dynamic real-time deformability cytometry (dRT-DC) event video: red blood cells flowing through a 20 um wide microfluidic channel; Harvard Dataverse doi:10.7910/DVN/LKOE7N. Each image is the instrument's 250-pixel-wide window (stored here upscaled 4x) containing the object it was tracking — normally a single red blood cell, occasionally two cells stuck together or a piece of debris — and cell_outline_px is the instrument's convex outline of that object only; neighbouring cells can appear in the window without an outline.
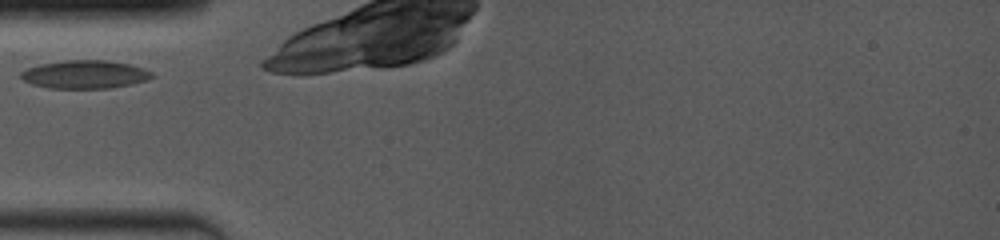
{"species": "common noctule bat (a hibernating species)", "species_latin": "Nyctalus noctula", "temperature_condition": "room temperature", "stored_images_in_passage": 29, "camera_frame_rate_fps": 4000, "um_per_image_px": 0.085, "animal": {"sex": "female", "body_mass_g": 19.0, "forearm_length_mm": 53.3}, "frame": {"image": 1, "passage_image": 1, "time_ms": 0.0, "image_size_px": [1000, 240], "cell_outline_px": [[152, 76], [144, 80], [112, 88], [48, 88], [32, 84], [24, 80], [20, 76], [20, 72], [28, 68], [40, 64], [64, 60], [104, 60], [128, 64], [152, 72]], "centroid_in_image_um": [7.14, 6.32], "position_along_channel_um": 77.9, "area_um2": 21.15}}